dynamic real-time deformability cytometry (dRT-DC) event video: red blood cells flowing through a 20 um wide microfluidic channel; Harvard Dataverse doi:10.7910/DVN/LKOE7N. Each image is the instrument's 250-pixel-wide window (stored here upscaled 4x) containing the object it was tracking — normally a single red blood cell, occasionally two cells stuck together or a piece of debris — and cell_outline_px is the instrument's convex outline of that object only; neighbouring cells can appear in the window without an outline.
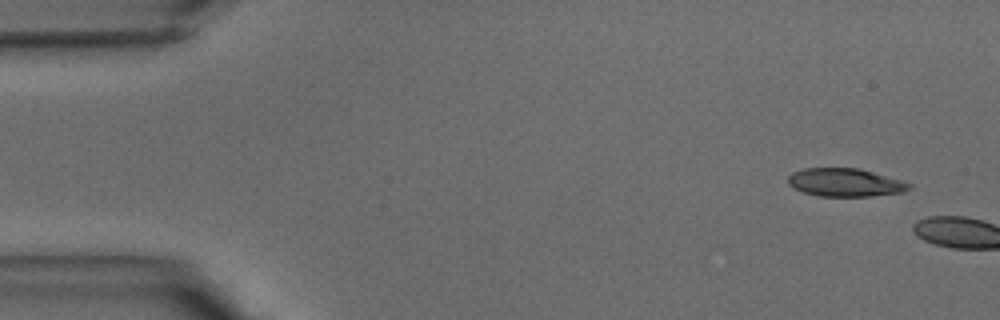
{"species": "common noctule bat (a hibernating species)", "species_latin": "Nyctalus noctula", "temperature_condition": "warm", "stored_images_in_passage": 4, "camera_frame_rate_fps": 3000, "um_per_image_px": 0.085, "animal": {"sex": "male", "body_mass_g": 15.6}, "frame": {"image": 1, "passage_image": 2, "time_ms": 0.333, "image_size_px": [1000, 320], "cell_outline_px": [[912, 188], [900, 192], [872, 196], [820, 196], [804, 192], [792, 188], [788, 184], [788, 176], [792, 172], [804, 168], [856, 168], [872, 172], [900, 180], [912, 184]], "centroid_in_image_um": [71.79, 15.51], "position_along_channel_um": 13.2, "area_um2": 19.71}}